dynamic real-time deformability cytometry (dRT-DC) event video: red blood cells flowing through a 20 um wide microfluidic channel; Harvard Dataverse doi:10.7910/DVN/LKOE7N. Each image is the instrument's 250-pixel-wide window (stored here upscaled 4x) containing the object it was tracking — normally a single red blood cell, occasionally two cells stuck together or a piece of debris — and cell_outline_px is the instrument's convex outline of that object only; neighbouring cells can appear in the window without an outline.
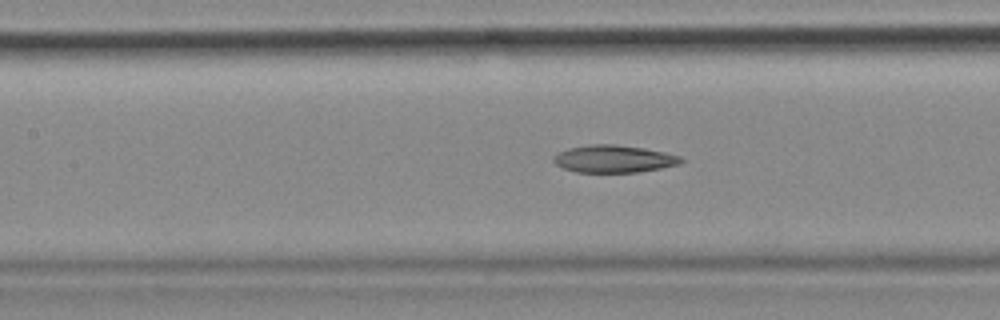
{"species": "common noctule bat (a hibernating species)", "species_latin": "Nyctalus noctula", "temperature_condition": "cold", "stored_images_in_passage": 46, "camera_frame_rate_fps": 3000, "um_per_image_px": 0.085, "animal": {"sex": "female", "body_mass_g": 18.4}, "frame": {"image": 1, "passage_image": 20, "time_ms": 6.333, "image_size_px": [1000, 320], "cell_outline_px": [[684, 160], [680, 164], [660, 168], [636, 172], [576, 172], [564, 168], [556, 164], [552, 160], [560, 152], [568, 148], [592, 144], [616, 144], [644, 148], [664, 152], [680, 156]], "centroid_in_image_um": [52.19, 13.5], "position_along_channel_um": 155.2, "area_um2": 20.17}}